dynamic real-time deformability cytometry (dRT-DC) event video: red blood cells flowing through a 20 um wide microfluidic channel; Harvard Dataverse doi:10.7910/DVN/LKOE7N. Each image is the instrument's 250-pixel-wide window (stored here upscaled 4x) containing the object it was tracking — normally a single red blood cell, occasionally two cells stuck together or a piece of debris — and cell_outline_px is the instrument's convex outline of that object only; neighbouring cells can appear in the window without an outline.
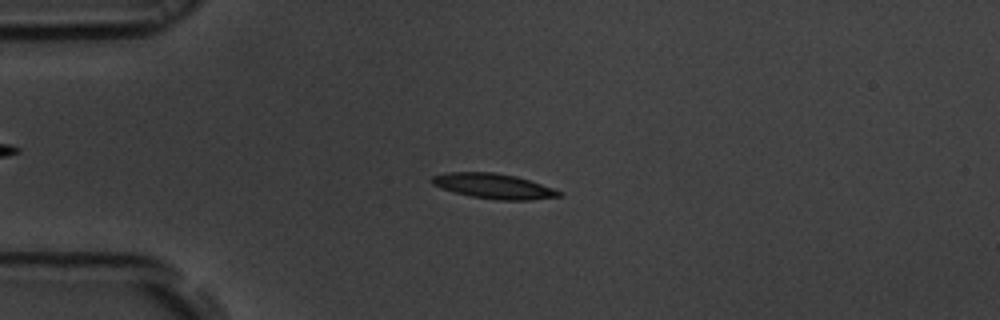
{"species": "common noctule bat (a hibernating species)", "species_latin": "Nyctalus noctula", "temperature_condition": "room temperature", "stored_images_in_passage": 54, "camera_frame_rate_fps": 3000, "um_per_image_px": 0.085, "animal": {"sex": "male", "body_mass_g": 19.5, "forearm_length_mm": 54.6}, "frame": {"image": 1, "passage_image": 13, "time_ms": 4.0, "image_size_px": [1000, 320], "cell_outline_px": [[564, 196], [528, 200], [500, 200], [472, 196], [440, 188], [432, 184], [428, 180], [432, 176], [448, 172], [496, 172], [516, 176], [564, 192]], "centroid_in_image_um": [41.95, 15.81], "position_along_channel_um": 43.0, "area_um2": 18.55}}
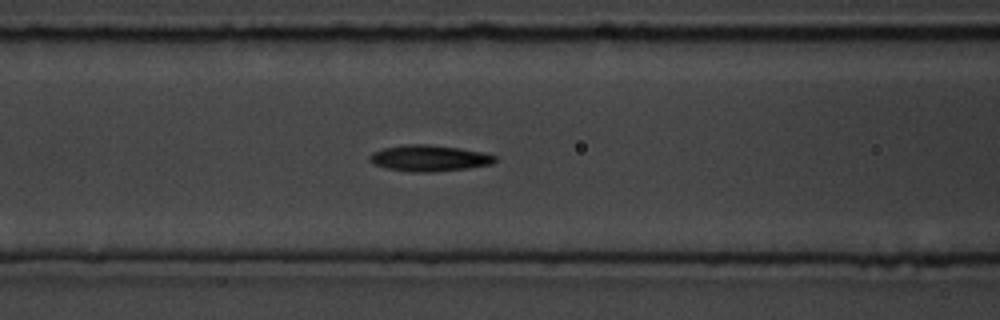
{"frame": {"image": 2, "passage_image": 22, "time_ms": 7.0, "image_size_px": [1000, 320], "cell_outline_px": [[496, 160], [492, 164], [468, 168], [432, 172], [412, 172], [384, 168], [368, 160], [368, 156], [372, 152], [384, 148], [404, 144], [428, 144], [460, 148], [484, 152], [496, 156]], "centroid_in_image_um": [36.47, 13.44], "position_along_channel_um": 130.1, "area_um2": 19.25}}
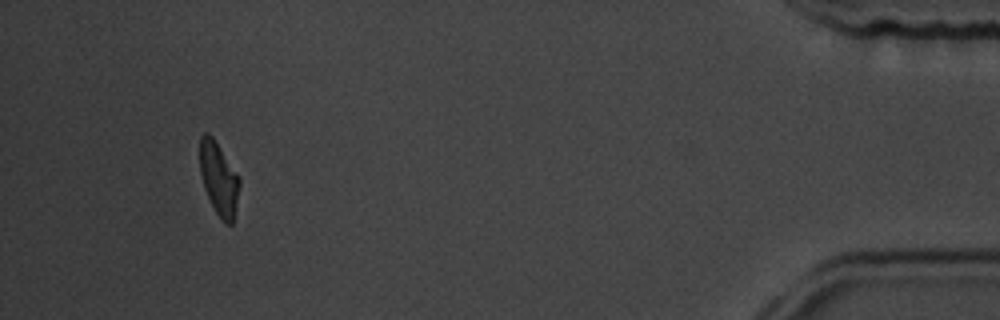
{"frame": {"image": 3, "passage_image": 51, "time_ms": 16.667, "image_size_px": [1000, 320], "cell_outline_px": [[240, 184], [232, 224], [224, 224], [216, 212], [204, 188], [200, 172], [200, 136], [204, 132], [208, 132], [212, 136], [240, 180]], "centroid_in_image_um": [18.57, 15.19], "position_along_channel_um": 416.6, "area_um2": 16.36}, "authors_computed_cell_mechanics": {"area_um2": 18.0047, "velocity_mm_per_s": 3.6905, "shape_relaxation_time_tau1_ms": 3.5049, "shape_relaxation_time_tau2_ms": 3.9576, "deformation_change_tau1": 0.1397, "deformation_change_tau2": 0.1205}}